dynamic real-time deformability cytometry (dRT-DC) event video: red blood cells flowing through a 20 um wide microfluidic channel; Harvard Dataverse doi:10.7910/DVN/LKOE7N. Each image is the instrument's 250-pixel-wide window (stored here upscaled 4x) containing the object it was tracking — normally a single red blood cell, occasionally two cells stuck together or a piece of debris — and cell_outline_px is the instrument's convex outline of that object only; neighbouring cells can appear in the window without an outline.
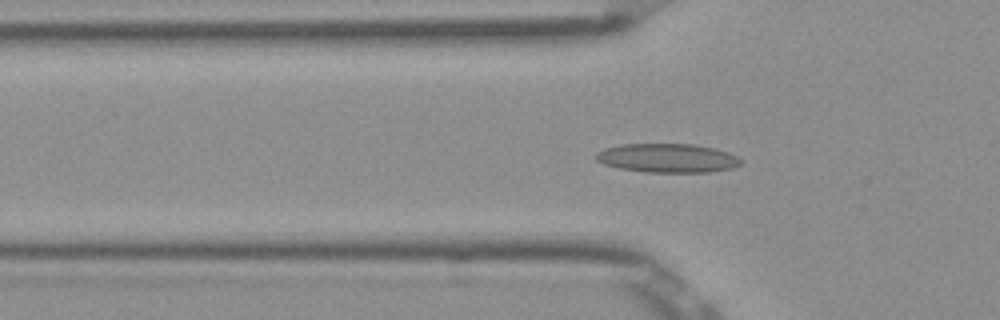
{"species": "Egyptian fruit bat (a non-hibernating species)", "species_latin": "Rousettus aegyptiacus", "temperature_condition": "room temperature", "stored_images_in_passage": 54, "segment_of_instrument_passage": [1, 2], "camera_frame_rate_fps": 3000, "um_per_image_px": 0.085, "frame": {"image": 1, "passage_image": 18, "time_ms": 5.667, "image_size_px": [1000, 320], "cell_outline_px": [[744, 160], [740, 164], [732, 168], [708, 172], [644, 172], [620, 168], [604, 164], [596, 160], [592, 156], [596, 152], [604, 148], [620, 144], [692, 144], [712, 148], [728, 152]], "centroid_in_image_um": [56.69, 13.43], "position_along_channel_um": 69.1, "area_um2": 24.51}}
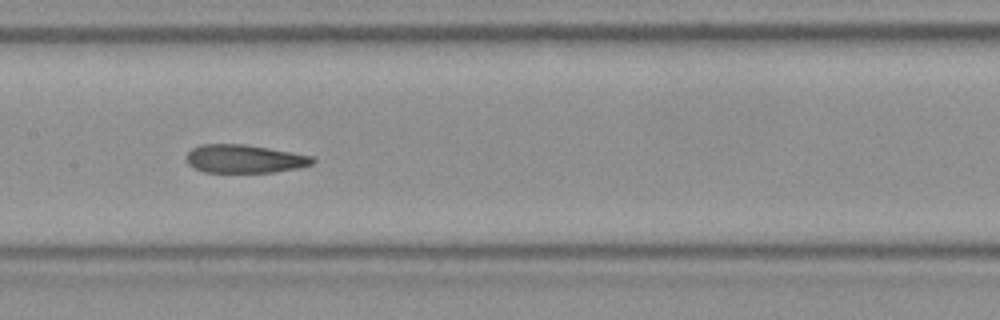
{"frame": {"image": 2, "passage_image": 27, "time_ms": 8.667, "image_size_px": [1000, 320], "cell_outline_px": [[316, 160], [312, 164], [300, 168], [272, 172], [204, 172], [188, 164], [184, 156], [192, 148], [200, 144], [244, 144], [292, 152], [312, 156]], "centroid_in_image_um": [20.77, 13.5], "position_along_channel_um": 186.6, "area_um2": 20.87}}
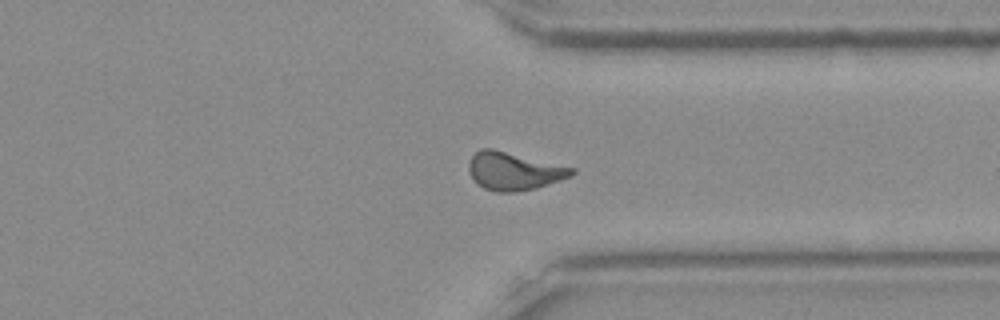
{"frame": {"image": 3, "passage_image": 41, "time_ms": 13.333, "image_size_px": [1000, 320], "cell_outline_px": [[576, 172], [572, 176], [536, 188], [512, 192], [496, 192], [484, 188], [476, 184], [468, 172], [468, 164], [472, 156], [480, 148], [492, 148], [576, 168]], "centroid_in_image_um": [43.67, 14.54], "position_along_channel_um": 367.7, "area_um2": 22.89}}